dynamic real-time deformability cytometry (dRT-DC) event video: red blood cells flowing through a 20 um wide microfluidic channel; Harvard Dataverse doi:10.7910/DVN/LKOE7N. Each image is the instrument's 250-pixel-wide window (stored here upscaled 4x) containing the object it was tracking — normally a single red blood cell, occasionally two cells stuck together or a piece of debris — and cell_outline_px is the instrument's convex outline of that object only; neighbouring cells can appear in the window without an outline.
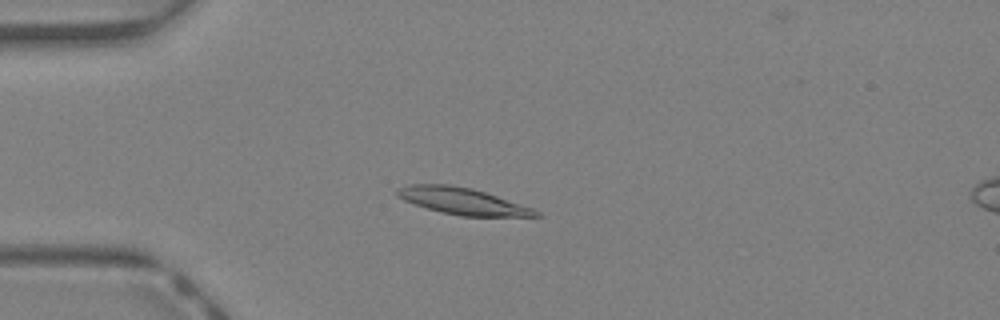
{"species": "Egyptian fruit bat (a non-hibernating species)", "species_latin": "Rousettus aegyptiacus", "temperature_condition": "warm", "stored_images_in_passage": 36, "camera_frame_rate_fps": 3000, "um_per_image_px": 0.085, "animal": {"sex": "female"}, "frame": {"image": 1, "passage_image": 12, "time_ms": 3.667, "image_size_px": [1000, 320], "cell_outline_px": [[540, 216], [460, 216], [440, 212], [404, 200], [396, 196], [396, 188], [408, 184], [448, 184], [472, 188], [532, 208], [540, 212]], "centroid_in_image_um": [39.25, 17.08], "position_along_channel_um": 45.8, "area_um2": 21.27}}
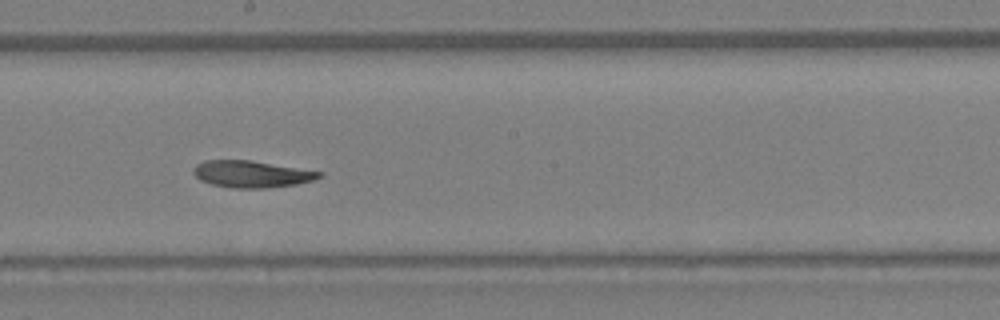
{"frame": {"image": 2, "passage_image": 25, "time_ms": 8.0, "image_size_px": [1000, 320], "cell_outline_px": [[324, 172], [320, 176], [312, 180], [296, 184], [268, 188], [232, 188], [212, 184], [200, 180], [192, 172], [192, 168], [196, 164], [204, 160], [248, 160]], "centroid_in_image_um": [21.33, 14.79], "position_along_channel_um": 226.9, "area_um2": 19.54}}
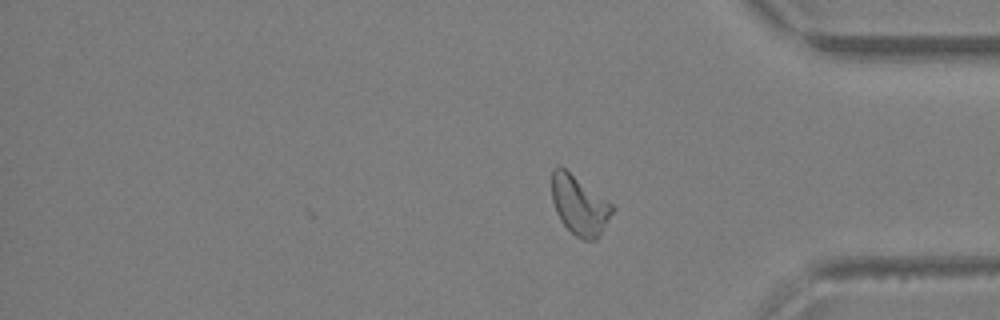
{"frame": {"image": 3, "passage_image": 36, "time_ms": 11.667, "image_size_px": [1000, 320], "cell_outline_px": [[616, 208], [596, 240], [584, 240], [576, 236], [560, 220], [556, 212], [552, 200], [552, 168], [560, 164], [612, 204]], "centroid_in_image_um": [49.24, 17.42], "position_along_channel_um": 386.0, "area_um2": 20.81}}